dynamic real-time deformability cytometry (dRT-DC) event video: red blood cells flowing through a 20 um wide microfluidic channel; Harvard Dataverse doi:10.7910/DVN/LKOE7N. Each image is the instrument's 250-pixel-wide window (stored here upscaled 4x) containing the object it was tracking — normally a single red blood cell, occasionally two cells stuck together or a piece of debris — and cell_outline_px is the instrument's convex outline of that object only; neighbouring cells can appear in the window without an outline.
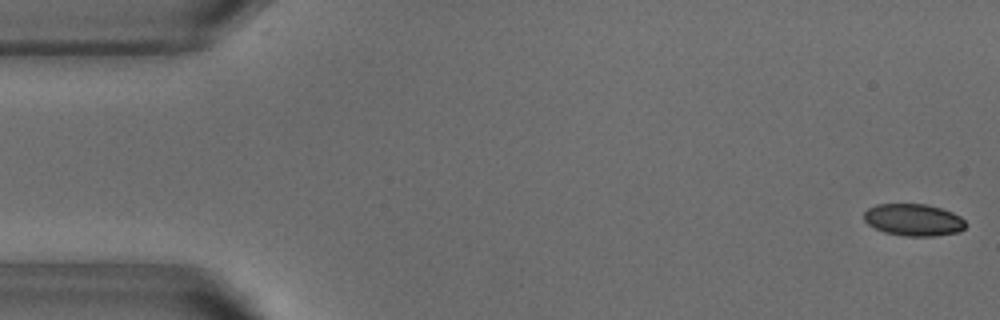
{"species": "common noctule bat (a hibernating species)", "species_latin": "Nyctalus noctula", "temperature_condition": "warm", "stored_images_in_passage": 14, "camera_frame_rate_fps": 3000, "um_per_image_px": 0.085, "animal": {"sex": "male", "body_mass_g": 18.8}, "frame": {"image": 1, "passage_image": 1, "time_ms": 0.0, "image_size_px": [1000, 320], "cell_outline_px": [[968, 224], [960, 232], [932, 236], [904, 236], [884, 232], [868, 224], [864, 220], [864, 212], [868, 208], [876, 204], [928, 204], [952, 212], [960, 216]], "centroid_in_image_um": [77.66, 18.69], "position_along_channel_um": 7.3, "area_um2": 19.07}}